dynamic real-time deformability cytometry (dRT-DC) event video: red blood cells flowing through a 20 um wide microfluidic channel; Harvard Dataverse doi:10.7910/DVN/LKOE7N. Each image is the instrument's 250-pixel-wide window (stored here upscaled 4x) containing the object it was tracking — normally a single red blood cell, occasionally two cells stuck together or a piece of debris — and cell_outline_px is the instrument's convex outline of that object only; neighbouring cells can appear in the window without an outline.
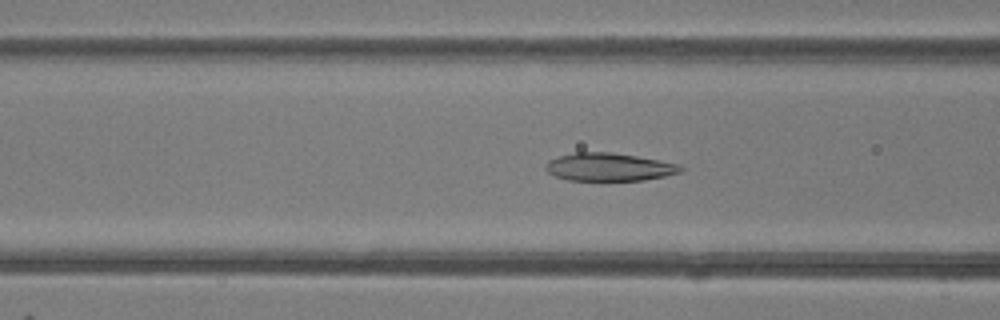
{"species": "common noctule bat (a hibernating species)", "species_latin": "Nyctalus noctula", "temperature_condition": "room temperature", "stored_images_in_passage": 28, "camera_frame_rate_fps": 3000, "um_per_image_px": 0.085, "animal": {"sex": "female"}, "frame": {"image": 1, "passage_image": 5, "time_ms": 1.333, "image_size_px": [1000, 320], "cell_outline_px": [[684, 168], [680, 172], [664, 176], [644, 180], [568, 180], [556, 176], [548, 172], [544, 168], [544, 164], [548, 160], [560, 156], [576, 152], [612, 152], [636, 156], [680, 164]], "centroid_in_image_um": [51.75, 14.19], "position_along_channel_um": 114.9, "area_um2": 21.91}}
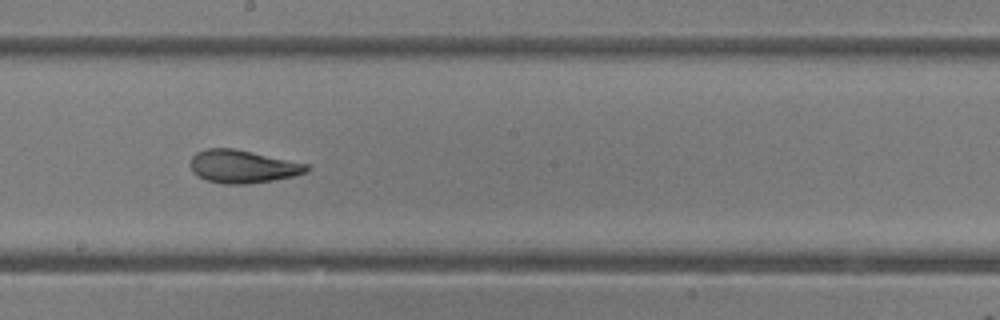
{"frame": {"image": 2, "passage_image": 13, "time_ms": 4.0, "image_size_px": [1000, 320], "cell_outline_px": [[312, 168], [308, 172], [292, 176], [272, 180], [248, 184], [224, 184], [208, 180], [192, 172], [192, 156], [196, 152], [208, 148], [232, 148], [252, 152], [308, 164]], "centroid_in_image_um": [20.66, 14.15], "position_along_channel_um": 227.5, "area_um2": 22.08}}
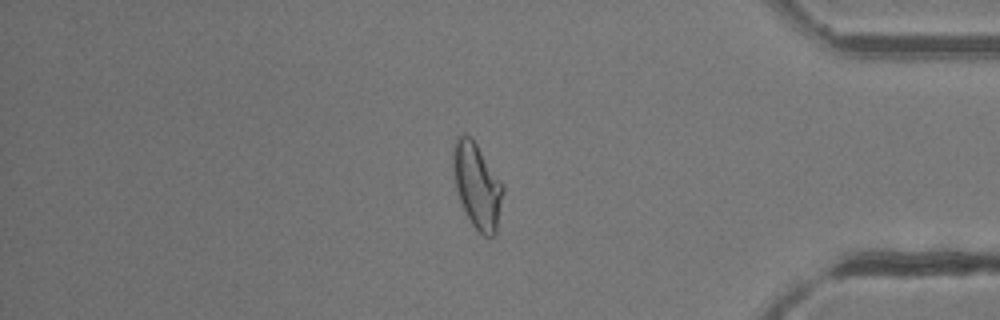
{"frame": {"image": 3, "passage_image": 27, "time_ms": 8.667, "image_size_px": [1000, 320], "cell_outline_px": [[504, 188], [496, 236], [484, 236], [472, 224], [460, 200], [456, 188], [452, 168], [452, 152], [456, 136], [460, 132], [464, 132], [476, 144]], "centroid_in_image_um": [40.53, 15.77], "position_along_channel_um": 394.7, "area_um2": 24.39}}